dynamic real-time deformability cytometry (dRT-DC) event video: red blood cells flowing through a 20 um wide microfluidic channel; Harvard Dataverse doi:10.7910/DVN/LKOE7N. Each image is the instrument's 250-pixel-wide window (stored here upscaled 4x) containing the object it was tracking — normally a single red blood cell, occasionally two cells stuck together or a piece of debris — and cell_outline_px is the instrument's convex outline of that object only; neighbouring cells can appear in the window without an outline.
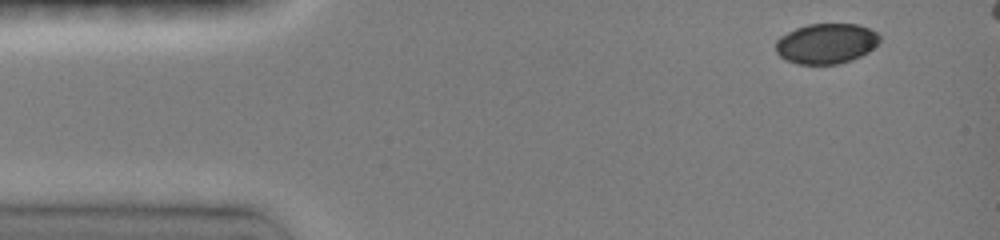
{"species": "common noctule bat (a hibernating species)", "species_latin": "Nyctalus noctula", "temperature_condition": "room temperature", "stored_images_in_passage": 6, "segment_of_instrument_passage": [1, 2], "camera_frame_rate_fps": 3000, "um_per_image_px": 0.085, "animal": {"sex": "female", "body_mass_g": 19.0, "forearm_length_mm": 51.5}, "frame": {"image": 1, "passage_image": 1, "time_ms": 0.0, "image_size_px": [1000, 240], "cell_outline_px": [[880, 40], [868, 52], [852, 60], [836, 64], [796, 64], [784, 60], [776, 52], [776, 40], [780, 36], [796, 28], [808, 24], [856, 24], [868, 28], [876, 32], [880, 36]], "centroid_in_image_um": [70.2, 3.71], "position_along_channel_um": 14.8, "area_um2": 24.39}}